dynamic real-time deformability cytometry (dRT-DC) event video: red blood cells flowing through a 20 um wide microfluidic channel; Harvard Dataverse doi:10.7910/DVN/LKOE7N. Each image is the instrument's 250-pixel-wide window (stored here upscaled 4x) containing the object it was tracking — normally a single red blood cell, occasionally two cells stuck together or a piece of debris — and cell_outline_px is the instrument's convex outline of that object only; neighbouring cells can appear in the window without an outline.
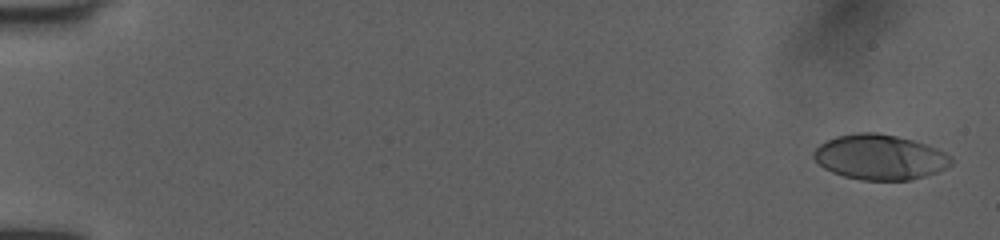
{"species": "human", "species_latin": "Homo sapiens", "temperature_condition": "room temperature", "stored_images_in_passage": 51, "camera_frame_rate_fps": 3000, "um_per_image_px": 0.085, "donor": {"sex": "female"}, "frame": {"image": 1, "passage_image": 1, "time_ms": 0.0, "image_size_px": [1000, 240], "cell_outline_px": [[952, 164], [936, 172], [912, 180], [860, 180], [844, 176], [832, 172], [824, 168], [812, 156], [812, 152], [824, 140], [836, 136], [856, 132], [880, 132], [912, 140], [936, 148], [952, 156]], "centroid_in_image_um": [74.76, 13.35], "position_along_channel_um": 10.2, "area_um2": 36.24}}
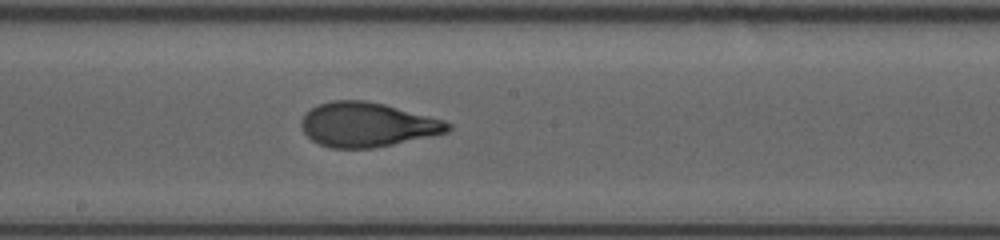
{"frame": {"image": 2, "passage_image": 29, "time_ms": 9.333, "image_size_px": [1000, 240], "cell_outline_px": [[452, 128], [448, 132], [392, 144], [372, 148], [332, 148], [320, 144], [312, 140], [304, 132], [300, 124], [300, 120], [304, 112], [320, 104], [332, 100], [364, 100], [384, 104], [444, 120], [452, 124]], "centroid_in_image_um": [31.19, 10.59], "position_along_channel_um": 217.0, "area_um2": 37.74}}
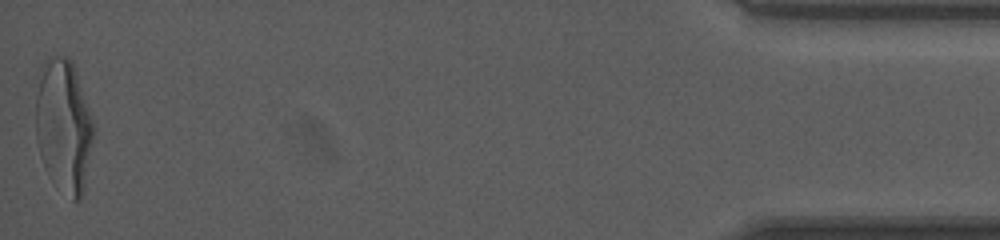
{"frame": {"image": 3, "passage_image": 51, "time_ms": 16.667, "image_size_px": [1000, 240], "cell_outline_px": [[92, 136], [84, 184], [80, 196], [76, 200], [72, 200], [44, 164], [40, 156], [36, 140], [36, 96], [40, 80], [48, 56], [68, 56], [72, 60], [92, 116]], "centroid_in_image_um": [5.4, 10.59], "position_along_channel_um": 429.8, "area_um2": 43.0}, "authors_computed_cell_mechanics": {"area_um2": 37.281, "velocity_mm_per_s": 4.0563, "shape_relaxation_time_tau1_ms": 4.5948, "shape_relaxation_time_tau2_ms": 1.0917, "deformation_change_tau1": 0.2235, "deformation_change_tau2": 0.0841}}